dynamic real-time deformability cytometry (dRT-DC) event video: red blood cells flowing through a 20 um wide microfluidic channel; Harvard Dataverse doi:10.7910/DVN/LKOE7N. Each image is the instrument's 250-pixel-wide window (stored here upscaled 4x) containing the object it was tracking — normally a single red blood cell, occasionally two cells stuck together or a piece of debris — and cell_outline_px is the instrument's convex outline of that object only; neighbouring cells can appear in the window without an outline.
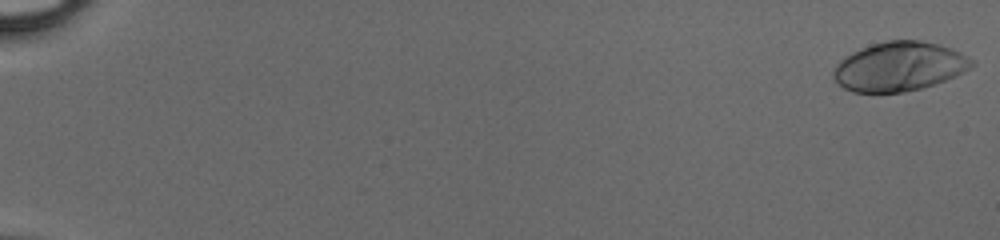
{"species": "human", "species_latin": "Homo sapiens", "temperature_condition": "cold", "stored_images_in_passage": 50, "camera_frame_rate_fps": 3000, "um_per_image_px": 0.085, "donor": {"sex": "male"}, "frame": {"image": 1, "passage_image": 1, "time_ms": 0.0, "image_size_px": [1000, 240], "cell_outline_px": [[976, 64], [956, 76], [920, 88], [904, 92], [852, 92], [844, 88], [832, 76], [832, 72], [836, 64], [844, 56], [860, 48], [872, 44], [888, 40], [920, 40], [952, 48], [976, 60]], "centroid_in_image_um": [76.43, 5.64], "position_along_channel_um": 8.6, "area_um2": 39.65}}
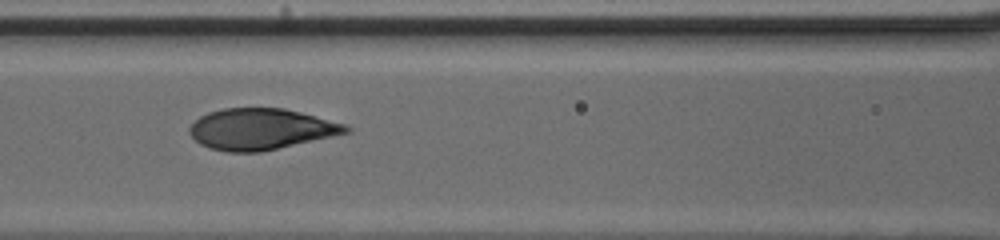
{"frame": {"image": 2, "passage_image": 25, "time_ms": 8.0, "image_size_px": [1000, 240], "cell_outline_px": [[352, 132], [260, 152], [228, 152], [208, 148], [200, 144], [188, 132], [188, 128], [200, 116], [208, 112], [224, 108], [284, 108], [348, 124], [352, 128]], "centroid_in_image_um": [22.2, 10.97], "position_along_channel_um": 144.4, "area_um2": 37.63}}
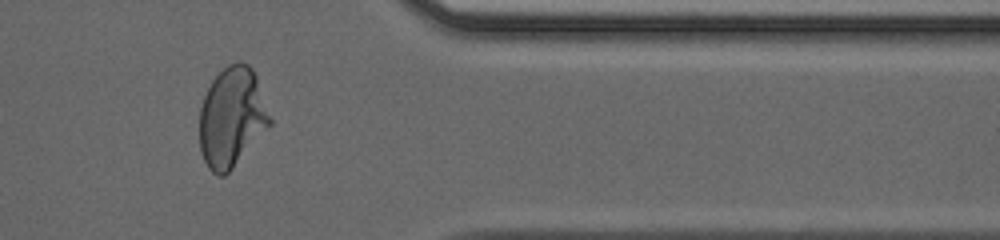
{"frame": {"image": 3, "passage_image": 43, "time_ms": 14.0, "image_size_px": [1000, 240], "cell_outline_px": [[272, 124], [232, 168], [224, 176], [216, 176], [208, 168], [200, 152], [200, 108], [204, 96], [212, 80], [228, 64], [240, 60], [248, 64], [252, 68], [256, 76], [272, 120]], "centroid_in_image_um": [19.71, 9.97], "position_along_channel_um": 391.7, "area_um2": 40.86}}